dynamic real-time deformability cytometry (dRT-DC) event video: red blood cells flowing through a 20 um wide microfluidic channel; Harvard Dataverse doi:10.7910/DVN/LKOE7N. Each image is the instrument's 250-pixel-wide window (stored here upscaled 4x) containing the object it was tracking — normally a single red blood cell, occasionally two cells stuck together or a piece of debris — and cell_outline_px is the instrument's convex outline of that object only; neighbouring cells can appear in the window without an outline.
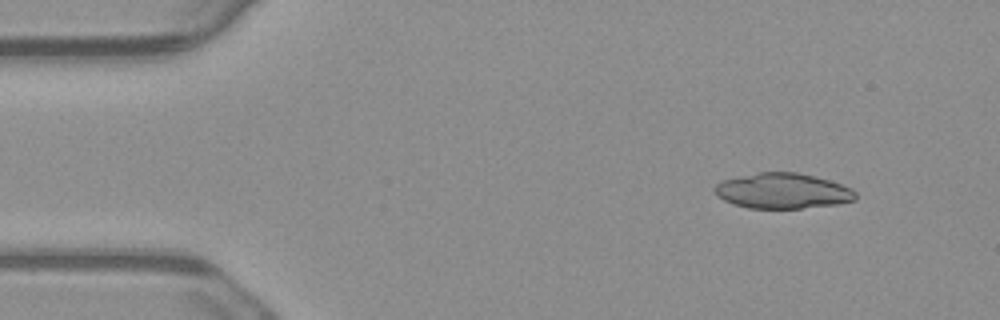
{"species": "common noctule bat (a hibernating species)", "species_latin": "Nyctalus noctula", "temperature_condition": "warm", "stored_images_in_passage": 4, "camera_frame_rate_fps": 3000, "um_per_image_px": 0.085, "animal": {"sex": "male", "body_mass_g": 23.1, "forearm_length_mm": 52.7}, "frame": {"image": 1, "passage_image": 1, "time_ms": 0.0, "image_size_px": [1000, 320], "cell_outline_px": [[856, 200], [840, 204], [800, 208], [748, 208], [732, 204], [716, 196], [712, 188], [720, 180], [756, 172], [796, 172], [816, 176], [852, 188], [856, 192]], "centroid_in_image_um": [66.49, 16.22], "position_along_channel_um": 18.5, "area_um2": 29.42}}